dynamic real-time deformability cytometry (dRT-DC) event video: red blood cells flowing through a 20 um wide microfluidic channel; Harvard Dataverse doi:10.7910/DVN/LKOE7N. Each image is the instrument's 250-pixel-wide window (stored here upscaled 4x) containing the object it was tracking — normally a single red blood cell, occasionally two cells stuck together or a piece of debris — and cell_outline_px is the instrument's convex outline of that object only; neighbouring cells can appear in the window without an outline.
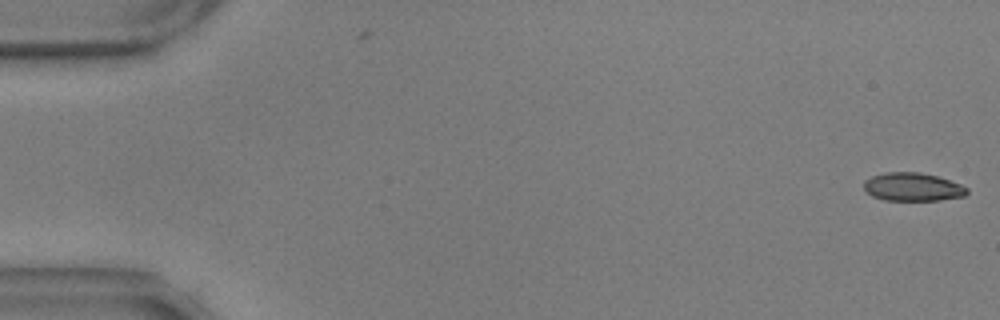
{"species": "common noctule bat (a hibernating species)", "species_latin": "Nyctalus noctula", "temperature_condition": "warm", "stored_images_in_passage": 2, "camera_frame_rate_fps": 3000, "um_per_image_px": 0.085, "animal": {"sex": "male", "body_mass_g": 17.9, "forearm_length_mm": 54.2}, "frame": {"image": 1, "passage_image": 2, "time_ms": 0.333, "image_size_px": [1000, 320], "cell_outline_px": [[968, 192], [964, 196], [940, 200], [884, 200], [872, 196], [864, 188], [864, 180], [872, 176], [884, 172], [920, 172], [936, 176], [960, 184], [968, 188]], "centroid_in_image_um": [77.56, 15.89], "position_along_channel_um": 7.4, "area_um2": 16.94}}